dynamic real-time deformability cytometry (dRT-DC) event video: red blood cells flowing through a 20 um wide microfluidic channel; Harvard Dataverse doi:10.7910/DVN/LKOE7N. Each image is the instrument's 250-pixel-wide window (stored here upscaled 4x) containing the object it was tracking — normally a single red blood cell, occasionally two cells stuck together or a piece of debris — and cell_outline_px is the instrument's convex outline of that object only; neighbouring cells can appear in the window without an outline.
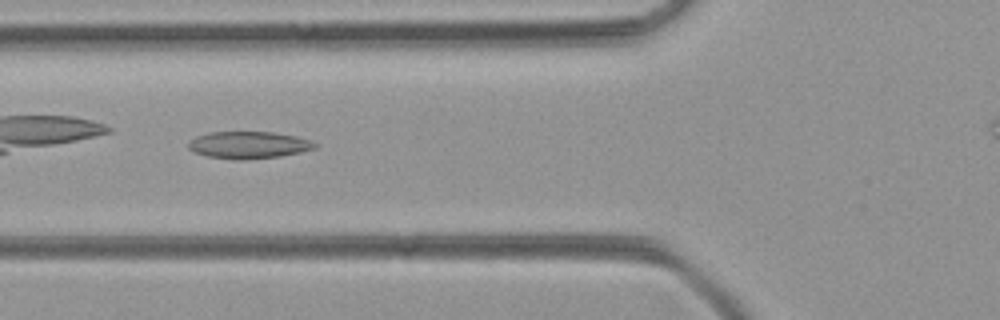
{"species": "common noctule bat (a hibernating species)", "species_latin": "Nyctalus noctula", "temperature_condition": "room temperature", "stored_images_in_passage": 30, "camera_frame_rate_fps": 3000, "um_per_image_px": 0.085, "animal": {"sex": "female", "body_mass_g": 21.9}, "frame": {"image": 1, "passage_image": 5, "time_ms": 1.333, "image_size_px": [1000, 320], "cell_outline_px": [[320, 144], [316, 148], [300, 152], [280, 156], [244, 160], [236, 160], [208, 156], [196, 152], [188, 148], [188, 140], [196, 136], [208, 132], [272, 132], [296, 136], [312, 140]], "centroid_in_image_um": [21.16, 12.32], "position_along_channel_um": 104.6, "area_um2": 20.11}}